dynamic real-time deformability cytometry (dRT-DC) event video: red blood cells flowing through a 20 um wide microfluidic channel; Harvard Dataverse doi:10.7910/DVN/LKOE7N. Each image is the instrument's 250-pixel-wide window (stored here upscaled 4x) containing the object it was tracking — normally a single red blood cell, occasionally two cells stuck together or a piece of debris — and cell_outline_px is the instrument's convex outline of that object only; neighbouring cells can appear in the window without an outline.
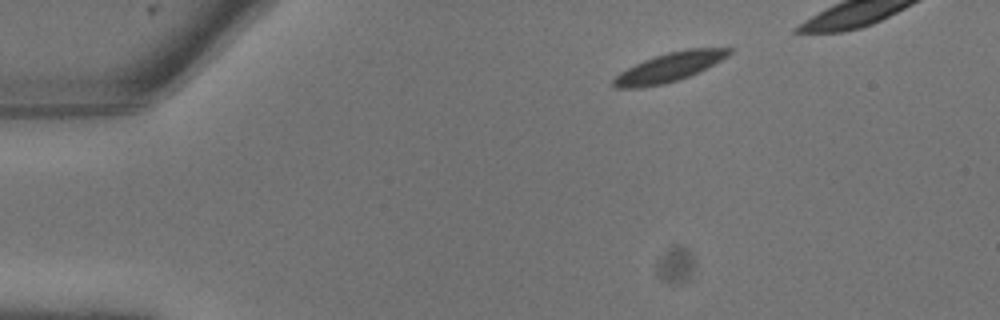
{"species": "common noctule bat (a hibernating species)", "species_latin": "Nyctalus noctula", "temperature_condition": "warm", "stored_images_in_passage": 6, "camera_frame_rate_fps": 3000, "um_per_image_px": 0.085, "animal": {"sex": "male", "body_mass_g": 13.3}, "frame": {"image": 1, "passage_image": 1, "time_ms": 0.0, "image_size_px": [1000, 320], "cell_outline_px": [[736, 48], [728, 56], [688, 76], [664, 84], [640, 88], [616, 88], [612, 84], [612, 80], [620, 72], [644, 60], [668, 52], [688, 48]], "centroid_in_image_um": [56.87, 5.71], "position_along_channel_um": 28.1, "area_um2": 19.19}}